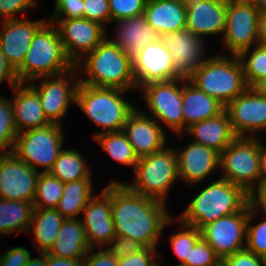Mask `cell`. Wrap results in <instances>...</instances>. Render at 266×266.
Listing matches in <instances>:
<instances>
[{"mask_svg":"<svg viewBox=\"0 0 266 266\" xmlns=\"http://www.w3.org/2000/svg\"><path fill=\"white\" fill-rule=\"evenodd\" d=\"M111 182V207L115 233L158 248L163 230L173 220L168 204L130 190L123 181Z\"/></svg>","mask_w":266,"mask_h":266,"instance_id":"cell-1","label":"cell"},{"mask_svg":"<svg viewBox=\"0 0 266 266\" xmlns=\"http://www.w3.org/2000/svg\"><path fill=\"white\" fill-rule=\"evenodd\" d=\"M80 83L136 91L132 72V60L110 37H106L94 50L75 64ZM82 71V72H81Z\"/></svg>","mask_w":266,"mask_h":266,"instance_id":"cell-2","label":"cell"},{"mask_svg":"<svg viewBox=\"0 0 266 266\" xmlns=\"http://www.w3.org/2000/svg\"><path fill=\"white\" fill-rule=\"evenodd\" d=\"M218 178L201 188L175 218L201 230L223 216L241 211L249 203V194L220 175Z\"/></svg>","mask_w":266,"mask_h":266,"instance_id":"cell-3","label":"cell"},{"mask_svg":"<svg viewBox=\"0 0 266 266\" xmlns=\"http://www.w3.org/2000/svg\"><path fill=\"white\" fill-rule=\"evenodd\" d=\"M75 65L67 57L57 27L47 21L34 35L22 65L15 71L19 83L68 72Z\"/></svg>","mask_w":266,"mask_h":266,"instance_id":"cell-4","label":"cell"},{"mask_svg":"<svg viewBox=\"0 0 266 266\" xmlns=\"http://www.w3.org/2000/svg\"><path fill=\"white\" fill-rule=\"evenodd\" d=\"M126 93L128 92L117 88L79 83L75 104L92 123L102 129L94 133L93 138L104 133L123 130L128 116L137 107L123 97Z\"/></svg>","mask_w":266,"mask_h":266,"instance_id":"cell-5","label":"cell"},{"mask_svg":"<svg viewBox=\"0 0 266 266\" xmlns=\"http://www.w3.org/2000/svg\"><path fill=\"white\" fill-rule=\"evenodd\" d=\"M189 80L224 106L249 88L238 55L225 52L210 56Z\"/></svg>","mask_w":266,"mask_h":266,"instance_id":"cell-6","label":"cell"},{"mask_svg":"<svg viewBox=\"0 0 266 266\" xmlns=\"http://www.w3.org/2000/svg\"><path fill=\"white\" fill-rule=\"evenodd\" d=\"M133 171V182L124 183L130 190L168 204L170 188L180 180L173 147L139 158Z\"/></svg>","mask_w":266,"mask_h":266,"instance_id":"cell-7","label":"cell"},{"mask_svg":"<svg viewBox=\"0 0 266 266\" xmlns=\"http://www.w3.org/2000/svg\"><path fill=\"white\" fill-rule=\"evenodd\" d=\"M261 140L236 137L221 153L222 179L242 187L250 194L259 185Z\"/></svg>","mask_w":266,"mask_h":266,"instance_id":"cell-8","label":"cell"},{"mask_svg":"<svg viewBox=\"0 0 266 266\" xmlns=\"http://www.w3.org/2000/svg\"><path fill=\"white\" fill-rule=\"evenodd\" d=\"M62 125L50 123L19 132L12 152L38 172H49L63 149L65 133ZM39 167L44 169L40 171Z\"/></svg>","mask_w":266,"mask_h":266,"instance_id":"cell-9","label":"cell"},{"mask_svg":"<svg viewBox=\"0 0 266 266\" xmlns=\"http://www.w3.org/2000/svg\"><path fill=\"white\" fill-rule=\"evenodd\" d=\"M143 92L148 111L144 113L153 117L162 128L184 136V115L182 111V79L153 82L140 88ZM150 112V113H148ZM164 125V126H163Z\"/></svg>","mask_w":266,"mask_h":266,"instance_id":"cell-10","label":"cell"},{"mask_svg":"<svg viewBox=\"0 0 266 266\" xmlns=\"http://www.w3.org/2000/svg\"><path fill=\"white\" fill-rule=\"evenodd\" d=\"M78 77V70L74 67L60 75L40 77L28 82L38 93L44 114L51 123L62 125L61 119L65 117L71 103L76 102V92L80 83L76 79ZM39 79L41 82L37 85L36 81Z\"/></svg>","mask_w":266,"mask_h":266,"instance_id":"cell-11","label":"cell"},{"mask_svg":"<svg viewBox=\"0 0 266 266\" xmlns=\"http://www.w3.org/2000/svg\"><path fill=\"white\" fill-rule=\"evenodd\" d=\"M47 20L57 27L65 53L74 65L108 36L104 26L86 18Z\"/></svg>","mask_w":266,"mask_h":266,"instance_id":"cell-12","label":"cell"},{"mask_svg":"<svg viewBox=\"0 0 266 266\" xmlns=\"http://www.w3.org/2000/svg\"><path fill=\"white\" fill-rule=\"evenodd\" d=\"M249 203L239 212L223 216L201 229V237L220 258L245 249Z\"/></svg>","mask_w":266,"mask_h":266,"instance_id":"cell-13","label":"cell"},{"mask_svg":"<svg viewBox=\"0 0 266 266\" xmlns=\"http://www.w3.org/2000/svg\"><path fill=\"white\" fill-rule=\"evenodd\" d=\"M160 39L171 54L176 79L189 80L195 74L196 69L210 58L206 52L207 40L187 29L164 33Z\"/></svg>","mask_w":266,"mask_h":266,"instance_id":"cell-14","label":"cell"},{"mask_svg":"<svg viewBox=\"0 0 266 266\" xmlns=\"http://www.w3.org/2000/svg\"><path fill=\"white\" fill-rule=\"evenodd\" d=\"M224 110L237 137H258L260 131L266 133V96L255 88H248L229 102Z\"/></svg>","mask_w":266,"mask_h":266,"instance_id":"cell-15","label":"cell"},{"mask_svg":"<svg viewBox=\"0 0 266 266\" xmlns=\"http://www.w3.org/2000/svg\"><path fill=\"white\" fill-rule=\"evenodd\" d=\"M259 10L253 4L227 3L226 27L223 38L225 52L239 55L258 44L257 24Z\"/></svg>","mask_w":266,"mask_h":266,"instance_id":"cell-16","label":"cell"},{"mask_svg":"<svg viewBox=\"0 0 266 266\" xmlns=\"http://www.w3.org/2000/svg\"><path fill=\"white\" fill-rule=\"evenodd\" d=\"M39 174L14 152H0V198L33 202Z\"/></svg>","mask_w":266,"mask_h":266,"instance_id":"cell-17","label":"cell"},{"mask_svg":"<svg viewBox=\"0 0 266 266\" xmlns=\"http://www.w3.org/2000/svg\"><path fill=\"white\" fill-rule=\"evenodd\" d=\"M80 218L90 248H105L116 236L111 207V182L86 204Z\"/></svg>","mask_w":266,"mask_h":266,"instance_id":"cell-18","label":"cell"},{"mask_svg":"<svg viewBox=\"0 0 266 266\" xmlns=\"http://www.w3.org/2000/svg\"><path fill=\"white\" fill-rule=\"evenodd\" d=\"M132 72L136 89L149 83L176 79L171 54L161 39L149 43L132 59Z\"/></svg>","mask_w":266,"mask_h":266,"instance_id":"cell-19","label":"cell"},{"mask_svg":"<svg viewBox=\"0 0 266 266\" xmlns=\"http://www.w3.org/2000/svg\"><path fill=\"white\" fill-rule=\"evenodd\" d=\"M22 15L24 18L1 21L0 49L15 71L22 65L35 33L48 21L29 20L25 13Z\"/></svg>","mask_w":266,"mask_h":266,"instance_id":"cell-20","label":"cell"},{"mask_svg":"<svg viewBox=\"0 0 266 266\" xmlns=\"http://www.w3.org/2000/svg\"><path fill=\"white\" fill-rule=\"evenodd\" d=\"M186 9V29L205 38L223 37L226 27L225 0H181ZM222 37H221V36Z\"/></svg>","mask_w":266,"mask_h":266,"instance_id":"cell-21","label":"cell"},{"mask_svg":"<svg viewBox=\"0 0 266 266\" xmlns=\"http://www.w3.org/2000/svg\"><path fill=\"white\" fill-rule=\"evenodd\" d=\"M187 146L174 148L177 156L179 179L186 186L203 183L213 171L219 170L220 154L203 144L188 141Z\"/></svg>","mask_w":266,"mask_h":266,"instance_id":"cell-22","label":"cell"},{"mask_svg":"<svg viewBox=\"0 0 266 266\" xmlns=\"http://www.w3.org/2000/svg\"><path fill=\"white\" fill-rule=\"evenodd\" d=\"M123 132L138 158L160 151L167 145L164 128L139 107H136L128 116Z\"/></svg>","mask_w":266,"mask_h":266,"instance_id":"cell-23","label":"cell"},{"mask_svg":"<svg viewBox=\"0 0 266 266\" xmlns=\"http://www.w3.org/2000/svg\"><path fill=\"white\" fill-rule=\"evenodd\" d=\"M114 38H110L132 60L149 43L158 41L161 35L149 23L144 15L116 20Z\"/></svg>","mask_w":266,"mask_h":266,"instance_id":"cell-24","label":"cell"},{"mask_svg":"<svg viewBox=\"0 0 266 266\" xmlns=\"http://www.w3.org/2000/svg\"><path fill=\"white\" fill-rule=\"evenodd\" d=\"M11 89L14 93L11 99L14 123L18 133L51 123L44 114L38 93L28 83H18Z\"/></svg>","mask_w":266,"mask_h":266,"instance_id":"cell-25","label":"cell"},{"mask_svg":"<svg viewBox=\"0 0 266 266\" xmlns=\"http://www.w3.org/2000/svg\"><path fill=\"white\" fill-rule=\"evenodd\" d=\"M192 141L221 153L237 136L233 132L228 113L192 124L184 132Z\"/></svg>","mask_w":266,"mask_h":266,"instance_id":"cell-26","label":"cell"},{"mask_svg":"<svg viewBox=\"0 0 266 266\" xmlns=\"http://www.w3.org/2000/svg\"><path fill=\"white\" fill-rule=\"evenodd\" d=\"M184 132L192 124L218 116L225 109L217 99L201 91L190 80L182 79Z\"/></svg>","mask_w":266,"mask_h":266,"instance_id":"cell-27","label":"cell"},{"mask_svg":"<svg viewBox=\"0 0 266 266\" xmlns=\"http://www.w3.org/2000/svg\"><path fill=\"white\" fill-rule=\"evenodd\" d=\"M143 15L160 35L186 29V9L181 0H147Z\"/></svg>","mask_w":266,"mask_h":266,"instance_id":"cell-28","label":"cell"},{"mask_svg":"<svg viewBox=\"0 0 266 266\" xmlns=\"http://www.w3.org/2000/svg\"><path fill=\"white\" fill-rule=\"evenodd\" d=\"M90 249L81 219H65L48 253L60 258L84 259Z\"/></svg>","mask_w":266,"mask_h":266,"instance_id":"cell-29","label":"cell"},{"mask_svg":"<svg viewBox=\"0 0 266 266\" xmlns=\"http://www.w3.org/2000/svg\"><path fill=\"white\" fill-rule=\"evenodd\" d=\"M64 220L65 218L56 208H34L29 232L35 238L33 246L39 253L50 250L58 237V231Z\"/></svg>","mask_w":266,"mask_h":266,"instance_id":"cell-30","label":"cell"},{"mask_svg":"<svg viewBox=\"0 0 266 266\" xmlns=\"http://www.w3.org/2000/svg\"><path fill=\"white\" fill-rule=\"evenodd\" d=\"M33 202L0 198V236L29 231Z\"/></svg>","mask_w":266,"mask_h":266,"instance_id":"cell-31","label":"cell"},{"mask_svg":"<svg viewBox=\"0 0 266 266\" xmlns=\"http://www.w3.org/2000/svg\"><path fill=\"white\" fill-rule=\"evenodd\" d=\"M92 179L64 183L63 194L56 209L65 219H76L86 204L94 197ZM94 193V194H93ZM76 216V217H75Z\"/></svg>","mask_w":266,"mask_h":266,"instance_id":"cell-32","label":"cell"},{"mask_svg":"<svg viewBox=\"0 0 266 266\" xmlns=\"http://www.w3.org/2000/svg\"><path fill=\"white\" fill-rule=\"evenodd\" d=\"M91 171L82 153L75 149L63 148L49 173L63 183H68L80 179H93Z\"/></svg>","mask_w":266,"mask_h":266,"instance_id":"cell-33","label":"cell"},{"mask_svg":"<svg viewBox=\"0 0 266 266\" xmlns=\"http://www.w3.org/2000/svg\"><path fill=\"white\" fill-rule=\"evenodd\" d=\"M94 140L114 162L134 169L139 158L123 130L97 135Z\"/></svg>","mask_w":266,"mask_h":266,"instance_id":"cell-34","label":"cell"},{"mask_svg":"<svg viewBox=\"0 0 266 266\" xmlns=\"http://www.w3.org/2000/svg\"><path fill=\"white\" fill-rule=\"evenodd\" d=\"M253 47L242 51L238 55L249 88H254L266 78V46L257 44Z\"/></svg>","mask_w":266,"mask_h":266,"instance_id":"cell-35","label":"cell"},{"mask_svg":"<svg viewBox=\"0 0 266 266\" xmlns=\"http://www.w3.org/2000/svg\"><path fill=\"white\" fill-rule=\"evenodd\" d=\"M64 183L49 172H40L37 179L34 208H56L63 194Z\"/></svg>","mask_w":266,"mask_h":266,"instance_id":"cell-36","label":"cell"},{"mask_svg":"<svg viewBox=\"0 0 266 266\" xmlns=\"http://www.w3.org/2000/svg\"><path fill=\"white\" fill-rule=\"evenodd\" d=\"M18 134L11 100L0 95V152L12 151Z\"/></svg>","mask_w":266,"mask_h":266,"instance_id":"cell-37","label":"cell"},{"mask_svg":"<svg viewBox=\"0 0 266 266\" xmlns=\"http://www.w3.org/2000/svg\"><path fill=\"white\" fill-rule=\"evenodd\" d=\"M179 222L180 231L173 235L171 234L169 243L172 251L181 261L182 264L185 260H189V253L195 243L201 238V230L192 225H187Z\"/></svg>","mask_w":266,"mask_h":266,"instance_id":"cell-38","label":"cell"},{"mask_svg":"<svg viewBox=\"0 0 266 266\" xmlns=\"http://www.w3.org/2000/svg\"><path fill=\"white\" fill-rule=\"evenodd\" d=\"M257 211L249 202V214L247 222L246 249L257 256L266 258V215L264 220L253 224Z\"/></svg>","mask_w":266,"mask_h":266,"instance_id":"cell-39","label":"cell"},{"mask_svg":"<svg viewBox=\"0 0 266 266\" xmlns=\"http://www.w3.org/2000/svg\"><path fill=\"white\" fill-rule=\"evenodd\" d=\"M111 24L116 20L137 17L144 14L147 0H108Z\"/></svg>","mask_w":266,"mask_h":266,"instance_id":"cell-40","label":"cell"},{"mask_svg":"<svg viewBox=\"0 0 266 266\" xmlns=\"http://www.w3.org/2000/svg\"><path fill=\"white\" fill-rule=\"evenodd\" d=\"M220 258L213 248L201 237L189 253V260L175 266H213Z\"/></svg>","mask_w":266,"mask_h":266,"instance_id":"cell-41","label":"cell"},{"mask_svg":"<svg viewBox=\"0 0 266 266\" xmlns=\"http://www.w3.org/2000/svg\"><path fill=\"white\" fill-rule=\"evenodd\" d=\"M84 18L104 26L111 24L110 6L108 0H83Z\"/></svg>","mask_w":266,"mask_h":266,"instance_id":"cell-42","label":"cell"},{"mask_svg":"<svg viewBox=\"0 0 266 266\" xmlns=\"http://www.w3.org/2000/svg\"><path fill=\"white\" fill-rule=\"evenodd\" d=\"M49 19L84 18L83 0H58Z\"/></svg>","mask_w":266,"mask_h":266,"instance_id":"cell-43","label":"cell"},{"mask_svg":"<svg viewBox=\"0 0 266 266\" xmlns=\"http://www.w3.org/2000/svg\"><path fill=\"white\" fill-rule=\"evenodd\" d=\"M144 248L145 246L140 242H136L134 239L129 237H122L118 235H116L108 244V247H106V249L118 260L129 257L133 253H137Z\"/></svg>","mask_w":266,"mask_h":266,"instance_id":"cell-44","label":"cell"},{"mask_svg":"<svg viewBox=\"0 0 266 266\" xmlns=\"http://www.w3.org/2000/svg\"><path fill=\"white\" fill-rule=\"evenodd\" d=\"M157 248L145 247L129 257L118 260V266H160Z\"/></svg>","mask_w":266,"mask_h":266,"instance_id":"cell-45","label":"cell"},{"mask_svg":"<svg viewBox=\"0 0 266 266\" xmlns=\"http://www.w3.org/2000/svg\"><path fill=\"white\" fill-rule=\"evenodd\" d=\"M34 7H38L37 0H0V20L17 19L19 13Z\"/></svg>","mask_w":266,"mask_h":266,"instance_id":"cell-46","label":"cell"},{"mask_svg":"<svg viewBox=\"0 0 266 266\" xmlns=\"http://www.w3.org/2000/svg\"><path fill=\"white\" fill-rule=\"evenodd\" d=\"M31 253L24 247H13L0 254V266H25Z\"/></svg>","mask_w":266,"mask_h":266,"instance_id":"cell-47","label":"cell"},{"mask_svg":"<svg viewBox=\"0 0 266 266\" xmlns=\"http://www.w3.org/2000/svg\"><path fill=\"white\" fill-rule=\"evenodd\" d=\"M91 248L84 257V266H118V259L106 248Z\"/></svg>","mask_w":266,"mask_h":266,"instance_id":"cell-48","label":"cell"},{"mask_svg":"<svg viewBox=\"0 0 266 266\" xmlns=\"http://www.w3.org/2000/svg\"><path fill=\"white\" fill-rule=\"evenodd\" d=\"M230 266H266V258L242 249L225 258Z\"/></svg>","mask_w":266,"mask_h":266,"instance_id":"cell-49","label":"cell"},{"mask_svg":"<svg viewBox=\"0 0 266 266\" xmlns=\"http://www.w3.org/2000/svg\"><path fill=\"white\" fill-rule=\"evenodd\" d=\"M249 202L256 211H260L261 215H266V184H259L249 194Z\"/></svg>","mask_w":266,"mask_h":266,"instance_id":"cell-50","label":"cell"},{"mask_svg":"<svg viewBox=\"0 0 266 266\" xmlns=\"http://www.w3.org/2000/svg\"><path fill=\"white\" fill-rule=\"evenodd\" d=\"M5 81L9 84L10 88L19 83L15 70L9 65L0 49V86Z\"/></svg>","mask_w":266,"mask_h":266,"instance_id":"cell-51","label":"cell"},{"mask_svg":"<svg viewBox=\"0 0 266 266\" xmlns=\"http://www.w3.org/2000/svg\"><path fill=\"white\" fill-rule=\"evenodd\" d=\"M46 266H84V259H66L46 252Z\"/></svg>","mask_w":266,"mask_h":266,"instance_id":"cell-52","label":"cell"},{"mask_svg":"<svg viewBox=\"0 0 266 266\" xmlns=\"http://www.w3.org/2000/svg\"><path fill=\"white\" fill-rule=\"evenodd\" d=\"M258 44L266 46V12H259L257 24Z\"/></svg>","mask_w":266,"mask_h":266,"instance_id":"cell-53","label":"cell"},{"mask_svg":"<svg viewBox=\"0 0 266 266\" xmlns=\"http://www.w3.org/2000/svg\"><path fill=\"white\" fill-rule=\"evenodd\" d=\"M261 141L259 184H266V145Z\"/></svg>","mask_w":266,"mask_h":266,"instance_id":"cell-54","label":"cell"},{"mask_svg":"<svg viewBox=\"0 0 266 266\" xmlns=\"http://www.w3.org/2000/svg\"><path fill=\"white\" fill-rule=\"evenodd\" d=\"M41 258H30L25 266H46V252L39 253Z\"/></svg>","mask_w":266,"mask_h":266,"instance_id":"cell-55","label":"cell"},{"mask_svg":"<svg viewBox=\"0 0 266 266\" xmlns=\"http://www.w3.org/2000/svg\"><path fill=\"white\" fill-rule=\"evenodd\" d=\"M260 94L266 96V78H264L262 81H260L255 87H254Z\"/></svg>","mask_w":266,"mask_h":266,"instance_id":"cell-56","label":"cell"},{"mask_svg":"<svg viewBox=\"0 0 266 266\" xmlns=\"http://www.w3.org/2000/svg\"><path fill=\"white\" fill-rule=\"evenodd\" d=\"M255 6L259 12H266V0H256Z\"/></svg>","mask_w":266,"mask_h":266,"instance_id":"cell-57","label":"cell"},{"mask_svg":"<svg viewBox=\"0 0 266 266\" xmlns=\"http://www.w3.org/2000/svg\"><path fill=\"white\" fill-rule=\"evenodd\" d=\"M227 3H235V4H253L255 5L256 0H225Z\"/></svg>","mask_w":266,"mask_h":266,"instance_id":"cell-58","label":"cell"},{"mask_svg":"<svg viewBox=\"0 0 266 266\" xmlns=\"http://www.w3.org/2000/svg\"><path fill=\"white\" fill-rule=\"evenodd\" d=\"M213 266H230L229 262L225 259H219Z\"/></svg>","mask_w":266,"mask_h":266,"instance_id":"cell-59","label":"cell"}]
</instances>
